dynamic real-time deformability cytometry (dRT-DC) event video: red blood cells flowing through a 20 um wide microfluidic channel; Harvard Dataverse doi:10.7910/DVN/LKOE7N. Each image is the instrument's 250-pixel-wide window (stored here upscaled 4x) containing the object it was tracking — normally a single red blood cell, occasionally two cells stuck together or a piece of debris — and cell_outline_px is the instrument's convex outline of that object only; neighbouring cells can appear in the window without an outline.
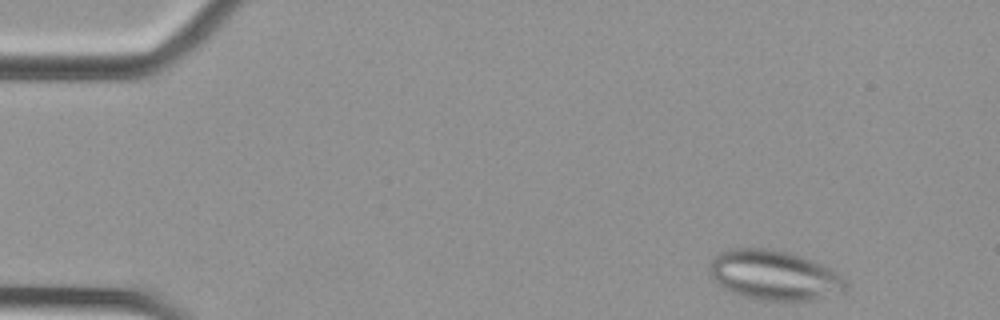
{"species": "Egyptian fruit bat (a non-hibernating species)", "species_latin": "Rousettus aegyptiacus", "temperature_condition": "cold", "stored_images_in_passage": 52, "camera_frame_rate_fps": 3000, "um_per_image_px": 0.085, "animal": {"sex": "female"}, "frame": {"image": 1, "passage_image": 2, "time_ms": 0.333, "image_size_px": [1000, 320], "cell_outline_px": [[848, 288], [844, 292], [812, 300], [764, 300], [744, 296], [732, 292], [724, 288], [712, 276], [708, 268], [708, 264], [712, 256], [728, 248], [768, 248], [788, 252], [800, 256], [820, 264], [836, 272], [848, 284]], "centroid_in_image_um": [65.78, 23.38], "position_along_channel_um": 19.2, "area_um2": 39.36}}
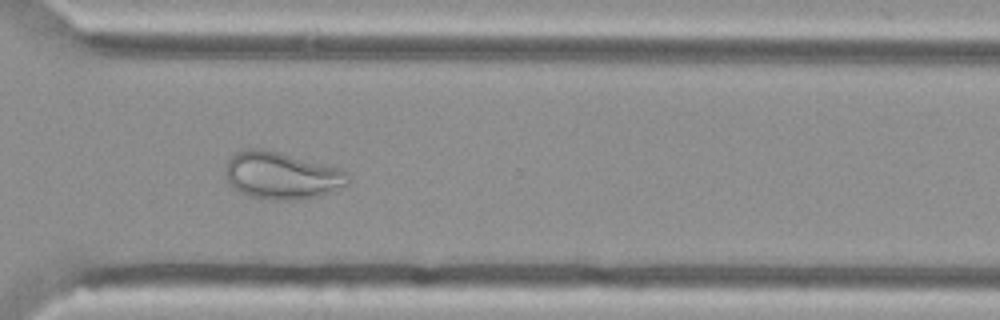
{"frame": {"image": 2, "passage_image": 37, "time_ms": 12.0, "image_size_px": [1000, 320], "cell_outline_px": [[352, 180], [348, 184], [332, 192], [316, 196], [296, 200], [268, 200], [248, 196], [240, 192], [224, 176], [224, 164], [236, 152], [244, 148], [264, 148], [280, 152], [340, 168], [348, 172]], "centroid_in_image_um": [23.94, 14.91], "position_along_channel_um": 346.7, "area_um2": 34.22}}
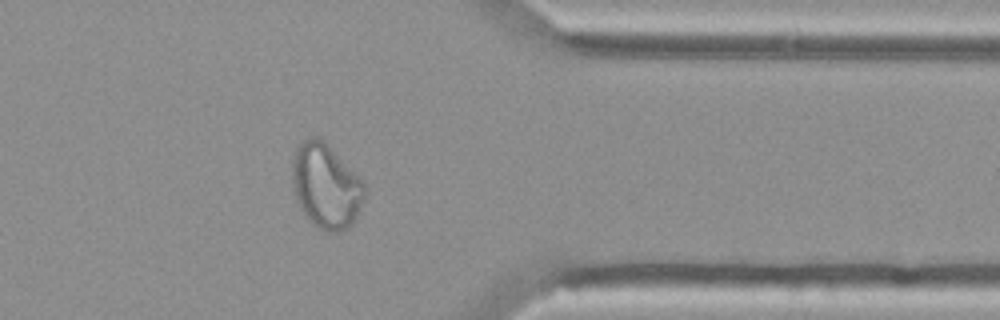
{"frame": {"image": 3, "passage_image": 41, "time_ms": 13.333, "image_size_px": [1000, 320], "cell_outline_px": [[364, 200], [356, 220], [348, 228], [340, 232], [328, 232], [312, 224], [304, 216], [296, 200], [292, 184], [292, 156], [296, 148], [308, 136], [316, 136], [324, 140], [364, 180]], "centroid_in_image_um": [27.7, 15.81], "position_along_channel_um": 383.7, "area_um2": 36.36}}